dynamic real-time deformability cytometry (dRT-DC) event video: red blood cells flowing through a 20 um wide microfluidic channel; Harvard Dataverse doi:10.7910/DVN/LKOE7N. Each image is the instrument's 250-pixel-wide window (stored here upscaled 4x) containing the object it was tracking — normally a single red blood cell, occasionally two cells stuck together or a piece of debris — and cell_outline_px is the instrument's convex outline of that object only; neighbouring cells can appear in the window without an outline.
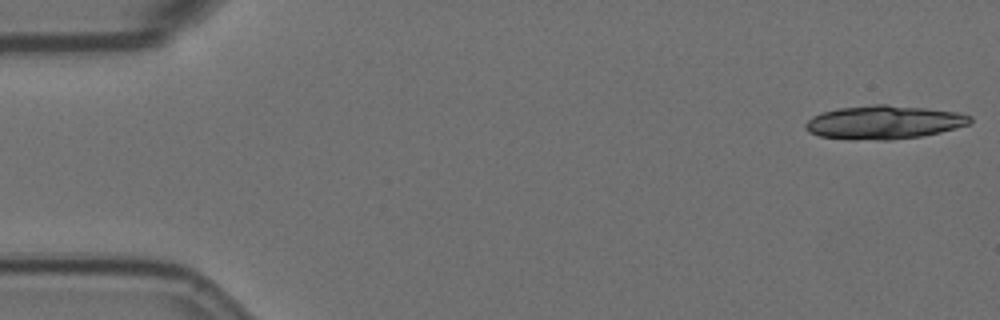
{"species": "Egyptian fruit bat (a non-hibernating species)", "species_latin": "Rousettus aegyptiacus", "temperature_condition": "room temperature", "stored_images_in_passage": 12, "camera_frame_rate_fps": 3000, "um_per_image_px": 0.085, "animal": {"sex": "female"}, "frame": {"image": 1, "passage_image": 1, "time_ms": 0.0, "image_size_px": [1000, 320], "cell_outline_px": [[972, 120], [968, 124], [940, 132], [920, 136], [888, 140], [852, 140], [820, 136], [808, 132], [804, 128], [804, 124], [812, 116], [820, 112], [840, 108], [872, 104], [888, 104], [960, 112], [972, 116]], "centroid_in_image_um": [75.09, 10.39], "position_along_channel_um": 9.9, "area_um2": 32.37}}